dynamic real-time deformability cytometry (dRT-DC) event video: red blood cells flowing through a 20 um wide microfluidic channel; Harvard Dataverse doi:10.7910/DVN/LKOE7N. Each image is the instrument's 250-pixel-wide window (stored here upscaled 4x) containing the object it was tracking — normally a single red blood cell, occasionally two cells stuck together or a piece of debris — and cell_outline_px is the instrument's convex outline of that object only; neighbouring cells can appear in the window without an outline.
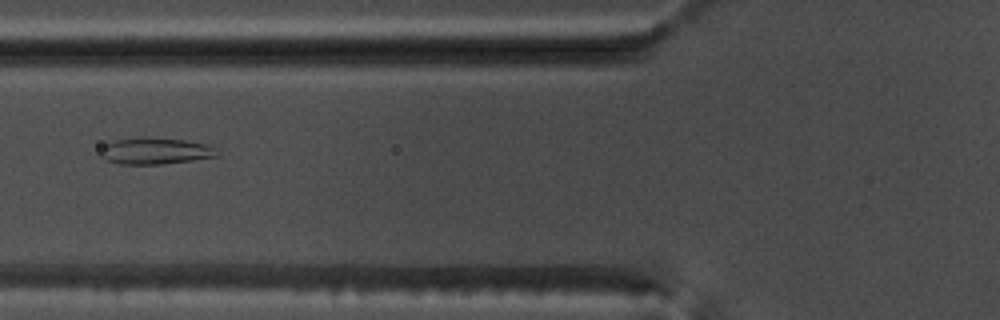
{"species": "common noctule bat (a hibernating species)", "species_latin": "Nyctalus noctula", "temperature_condition": "warm", "stored_images_in_passage": 37, "camera_frame_rate_fps": 3000, "um_per_image_px": 0.085, "animal": {"sex": "male", "body_mass_g": 17.5, "forearm_length_mm": 52.3}, "frame": {"image": 1, "passage_image": 4, "time_ms": 1.0, "image_size_px": [1000, 320], "cell_outline_px": [[220, 156], [192, 160], [160, 164], [120, 164], [104, 160], [100, 156], [100, 144], [116, 140], [140, 136], [184, 140], [208, 144]], "centroid_in_image_um": [13.1, 12.82], "position_along_channel_um": 112.7, "area_um2": 18.26}}
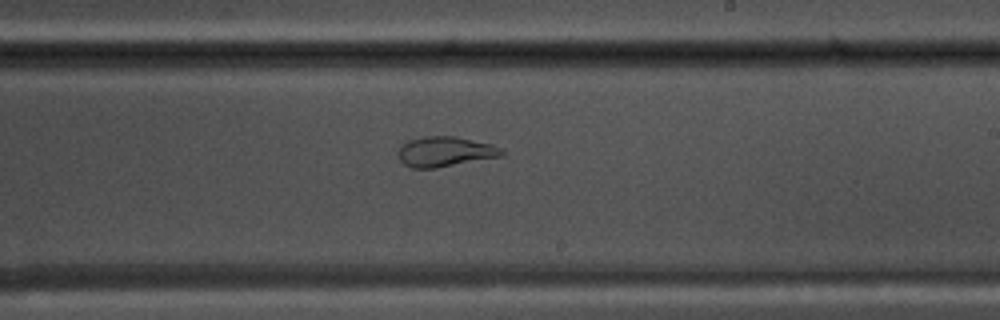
{"frame": {"image": 2, "passage_image": 15, "time_ms": 4.667, "image_size_px": [1000, 320], "cell_outline_px": [[504, 156], [436, 168], [412, 168], [404, 164], [400, 160], [396, 152], [400, 144], [408, 140], [424, 136], [456, 136], [492, 144], [500, 148], [504, 152]], "centroid_in_image_um": [37.8, 12.88], "position_along_channel_um": 251.2, "area_um2": 18.44}}
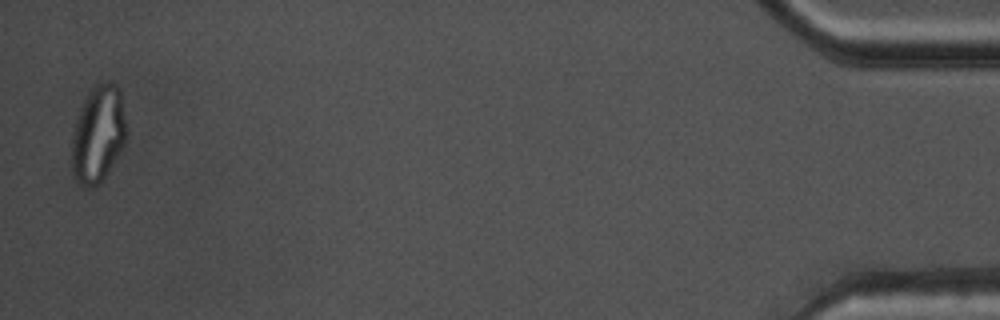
{"frame": {"image": 3, "passage_image": 36, "time_ms": 11.667, "image_size_px": [1000, 320], "cell_outline_px": [[128, 132], [124, 144], [104, 176], [96, 184], [84, 184], [76, 180], [72, 176], [72, 132], [80, 108], [88, 96], [100, 84], [116, 84], [120, 88]], "centroid_in_image_um": [8.36, 11.39], "position_along_channel_um": 426.8, "area_um2": 29.94}}